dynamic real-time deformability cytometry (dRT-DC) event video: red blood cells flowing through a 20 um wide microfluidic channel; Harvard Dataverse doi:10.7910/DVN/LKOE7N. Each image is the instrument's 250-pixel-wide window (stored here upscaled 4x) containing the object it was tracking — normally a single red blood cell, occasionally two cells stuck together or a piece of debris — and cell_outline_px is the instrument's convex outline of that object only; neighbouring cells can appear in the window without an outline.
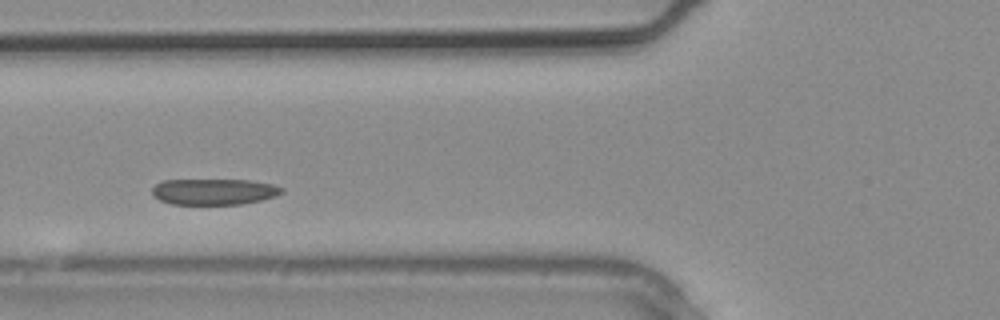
{"species": "common noctule bat (a hibernating species)", "species_latin": "Nyctalus noctula", "temperature_condition": "warm", "stored_images_in_passage": 14, "camera_frame_rate_fps": 3000, "um_per_image_px": 0.085, "animal": {"sex": "male", "body_mass_g": 20.4}, "frame": {"image": 1, "passage_image": 7, "time_ms": 2.0, "image_size_px": [1000, 320], "cell_outline_px": [[284, 192], [276, 196], [260, 200], [240, 204], [172, 204], [160, 200], [152, 196], [152, 188], [160, 180], [248, 180], [272, 184], [284, 188]], "centroid_in_image_um": [18.17, 16.29], "position_along_channel_um": 107.6, "area_um2": 19.71}}